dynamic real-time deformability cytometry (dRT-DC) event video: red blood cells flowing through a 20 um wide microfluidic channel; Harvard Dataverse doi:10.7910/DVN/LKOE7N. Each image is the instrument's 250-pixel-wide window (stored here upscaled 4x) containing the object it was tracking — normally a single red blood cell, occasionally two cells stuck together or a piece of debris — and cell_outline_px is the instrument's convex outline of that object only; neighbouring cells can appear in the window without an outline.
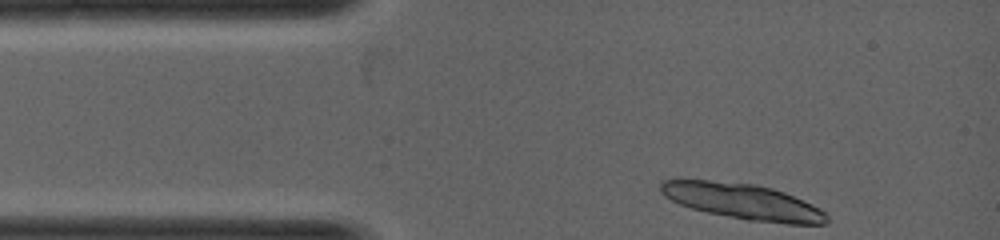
{"species": "common noctule bat (a hibernating species)", "species_latin": "Nyctalus noctula", "temperature_condition": "warm", "stored_images_in_passage": 1, "camera_frame_rate_fps": 5000, "um_per_image_px": 0.085, "animal": {"sex": "female", "body_mass_g": 19.0, "forearm_length_mm": 53.3}, "frame": {"image": 1, "passage_image": 1, "time_ms": 0.0, "image_size_px": [1000, 240], "cell_outline_px": [[828, 224], [788, 224], [748, 220], [708, 212], [692, 208], [680, 204], [664, 196], [660, 192], [660, 184], [664, 180], [708, 180], [756, 184], [772, 188], [784, 192], [812, 204], [820, 208], [828, 216]], "centroid_in_image_um": [63.18, 17.13], "position_along_channel_um": 21.8, "area_um2": 34.39}}